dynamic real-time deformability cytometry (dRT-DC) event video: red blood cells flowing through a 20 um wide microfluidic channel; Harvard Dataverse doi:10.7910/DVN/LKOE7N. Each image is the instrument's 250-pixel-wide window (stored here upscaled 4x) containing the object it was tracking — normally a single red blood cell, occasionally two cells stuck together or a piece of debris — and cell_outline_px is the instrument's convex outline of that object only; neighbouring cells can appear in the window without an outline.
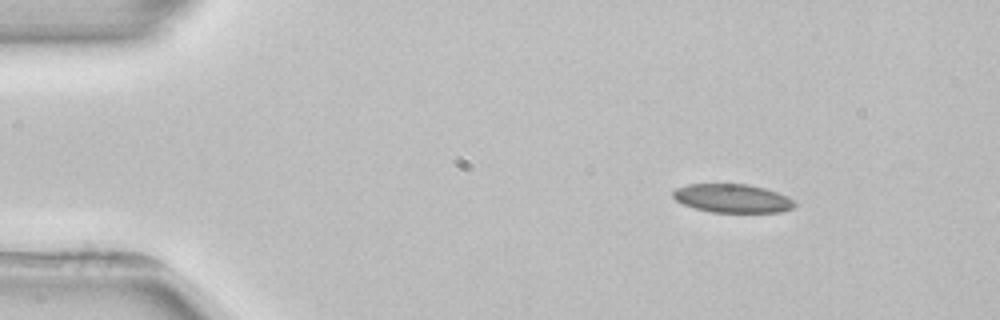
{"species": "common noctule bat (a hibernating species)", "species_latin": "Nyctalus noctula", "temperature_condition": "room temperature", "stored_images_in_passage": 3, "camera_frame_rate_fps": 3000, "um_per_image_px": 0.085, "animal": {"sex": "female", "body_mass_g": 22.7, "forearm_length_mm": 54.2}, "frame": {"image": 1, "passage_image": 1, "time_ms": 0.0, "image_size_px": [1000, 320], "cell_outline_px": [[796, 204], [792, 208], [780, 212], [712, 212], [696, 208], [684, 204], [676, 200], [672, 196], [672, 192], [676, 188], [688, 184], [748, 184], [764, 188], [788, 196]], "centroid_in_image_um": [62.25, 16.85], "position_along_channel_um": 22.8, "area_um2": 20.11}}